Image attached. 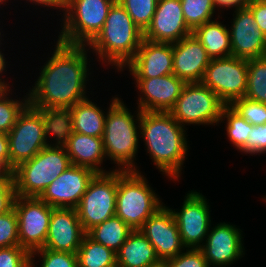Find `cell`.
Masks as SVG:
<instances>
[{
  "label": "cell",
  "mask_w": 266,
  "mask_h": 267,
  "mask_svg": "<svg viewBox=\"0 0 266 267\" xmlns=\"http://www.w3.org/2000/svg\"><path fill=\"white\" fill-rule=\"evenodd\" d=\"M110 102L106 109L102 137L106 158L111 164H116V170L140 172L135 161L138 157L139 142L142 140L139 137L141 110L136 108L137 110L132 113L118 95L112 96Z\"/></svg>",
  "instance_id": "4"
},
{
  "label": "cell",
  "mask_w": 266,
  "mask_h": 267,
  "mask_svg": "<svg viewBox=\"0 0 266 267\" xmlns=\"http://www.w3.org/2000/svg\"><path fill=\"white\" fill-rule=\"evenodd\" d=\"M133 81L139 93L137 108L141 111L169 112L186 84L174 74Z\"/></svg>",
  "instance_id": "18"
},
{
  "label": "cell",
  "mask_w": 266,
  "mask_h": 267,
  "mask_svg": "<svg viewBox=\"0 0 266 267\" xmlns=\"http://www.w3.org/2000/svg\"><path fill=\"white\" fill-rule=\"evenodd\" d=\"M1 31H2V29L0 28V37H1V38H0V47H2V44H3V43H2V41H3V40H2V39H3L2 36H4L3 31H2V32H1ZM2 33H3V35H1Z\"/></svg>",
  "instance_id": "47"
},
{
  "label": "cell",
  "mask_w": 266,
  "mask_h": 267,
  "mask_svg": "<svg viewBox=\"0 0 266 267\" xmlns=\"http://www.w3.org/2000/svg\"><path fill=\"white\" fill-rule=\"evenodd\" d=\"M19 245L18 217L14 208L0 214V248Z\"/></svg>",
  "instance_id": "36"
},
{
  "label": "cell",
  "mask_w": 266,
  "mask_h": 267,
  "mask_svg": "<svg viewBox=\"0 0 266 267\" xmlns=\"http://www.w3.org/2000/svg\"><path fill=\"white\" fill-rule=\"evenodd\" d=\"M166 267H209L201 249L186 248L174 258L163 261Z\"/></svg>",
  "instance_id": "37"
},
{
  "label": "cell",
  "mask_w": 266,
  "mask_h": 267,
  "mask_svg": "<svg viewBox=\"0 0 266 267\" xmlns=\"http://www.w3.org/2000/svg\"><path fill=\"white\" fill-rule=\"evenodd\" d=\"M36 257H40L41 266L39 267H78V258L75 253L40 248L31 252V267H37L35 266Z\"/></svg>",
  "instance_id": "34"
},
{
  "label": "cell",
  "mask_w": 266,
  "mask_h": 267,
  "mask_svg": "<svg viewBox=\"0 0 266 267\" xmlns=\"http://www.w3.org/2000/svg\"><path fill=\"white\" fill-rule=\"evenodd\" d=\"M247 73V60L231 55L211 59L201 82L230 106L245 97Z\"/></svg>",
  "instance_id": "11"
},
{
  "label": "cell",
  "mask_w": 266,
  "mask_h": 267,
  "mask_svg": "<svg viewBox=\"0 0 266 267\" xmlns=\"http://www.w3.org/2000/svg\"><path fill=\"white\" fill-rule=\"evenodd\" d=\"M117 267H153L161 263L155 248L139 230H133L116 253Z\"/></svg>",
  "instance_id": "25"
},
{
  "label": "cell",
  "mask_w": 266,
  "mask_h": 267,
  "mask_svg": "<svg viewBox=\"0 0 266 267\" xmlns=\"http://www.w3.org/2000/svg\"><path fill=\"white\" fill-rule=\"evenodd\" d=\"M117 0H66L57 41L87 46L101 31Z\"/></svg>",
  "instance_id": "8"
},
{
  "label": "cell",
  "mask_w": 266,
  "mask_h": 267,
  "mask_svg": "<svg viewBox=\"0 0 266 267\" xmlns=\"http://www.w3.org/2000/svg\"><path fill=\"white\" fill-rule=\"evenodd\" d=\"M57 123L58 118L52 113L31 104L24 108L7 134L11 174L15 167L34 157L57 137Z\"/></svg>",
  "instance_id": "5"
},
{
  "label": "cell",
  "mask_w": 266,
  "mask_h": 267,
  "mask_svg": "<svg viewBox=\"0 0 266 267\" xmlns=\"http://www.w3.org/2000/svg\"><path fill=\"white\" fill-rule=\"evenodd\" d=\"M12 90L11 88L0 89V133L8 134L20 113L29 104L28 92L21 99L18 95L13 99V96H10L13 95L12 92L14 93Z\"/></svg>",
  "instance_id": "31"
},
{
  "label": "cell",
  "mask_w": 266,
  "mask_h": 267,
  "mask_svg": "<svg viewBox=\"0 0 266 267\" xmlns=\"http://www.w3.org/2000/svg\"><path fill=\"white\" fill-rule=\"evenodd\" d=\"M155 248L161 262L174 258L184 249L170 206L164 204L139 229Z\"/></svg>",
  "instance_id": "16"
},
{
  "label": "cell",
  "mask_w": 266,
  "mask_h": 267,
  "mask_svg": "<svg viewBox=\"0 0 266 267\" xmlns=\"http://www.w3.org/2000/svg\"><path fill=\"white\" fill-rule=\"evenodd\" d=\"M89 97L67 110L57 123V130H71L81 134L103 137L105 112Z\"/></svg>",
  "instance_id": "24"
},
{
  "label": "cell",
  "mask_w": 266,
  "mask_h": 267,
  "mask_svg": "<svg viewBox=\"0 0 266 267\" xmlns=\"http://www.w3.org/2000/svg\"><path fill=\"white\" fill-rule=\"evenodd\" d=\"M16 189L13 175L10 174L5 180L0 181V214L9 212L14 205Z\"/></svg>",
  "instance_id": "40"
},
{
  "label": "cell",
  "mask_w": 266,
  "mask_h": 267,
  "mask_svg": "<svg viewBox=\"0 0 266 267\" xmlns=\"http://www.w3.org/2000/svg\"><path fill=\"white\" fill-rule=\"evenodd\" d=\"M173 74L185 83L201 82L211 58L193 34L172 43Z\"/></svg>",
  "instance_id": "23"
},
{
  "label": "cell",
  "mask_w": 266,
  "mask_h": 267,
  "mask_svg": "<svg viewBox=\"0 0 266 267\" xmlns=\"http://www.w3.org/2000/svg\"><path fill=\"white\" fill-rule=\"evenodd\" d=\"M144 39V32L133 22L125 8L116 1L109 10L104 26L87 45L96 54L102 66H113L115 72H123L133 59ZM92 49V50H91ZM107 63V64H106Z\"/></svg>",
  "instance_id": "3"
},
{
  "label": "cell",
  "mask_w": 266,
  "mask_h": 267,
  "mask_svg": "<svg viewBox=\"0 0 266 267\" xmlns=\"http://www.w3.org/2000/svg\"><path fill=\"white\" fill-rule=\"evenodd\" d=\"M230 107L253 126L266 123V104L247 98L235 100Z\"/></svg>",
  "instance_id": "35"
},
{
  "label": "cell",
  "mask_w": 266,
  "mask_h": 267,
  "mask_svg": "<svg viewBox=\"0 0 266 267\" xmlns=\"http://www.w3.org/2000/svg\"><path fill=\"white\" fill-rule=\"evenodd\" d=\"M183 17L187 26L193 31L196 27L216 18L214 0H180Z\"/></svg>",
  "instance_id": "32"
},
{
  "label": "cell",
  "mask_w": 266,
  "mask_h": 267,
  "mask_svg": "<svg viewBox=\"0 0 266 267\" xmlns=\"http://www.w3.org/2000/svg\"><path fill=\"white\" fill-rule=\"evenodd\" d=\"M13 208L18 217L19 245L30 253L43 248L53 207L37 197L16 195Z\"/></svg>",
  "instance_id": "13"
},
{
  "label": "cell",
  "mask_w": 266,
  "mask_h": 267,
  "mask_svg": "<svg viewBox=\"0 0 266 267\" xmlns=\"http://www.w3.org/2000/svg\"><path fill=\"white\" fill-rule=\"evenodd\" d=\"M57 139L63 144L71 165L87 167L96 173H107L102 164L107 161L102 137H94L71 130H57Z\"/></svg>",
  "instance_id": "21"
},
{
  "label": "cell",
  "mask_w": 266,
  "mask_h": 267,
  "mask_svg": "<svg viewBox=\"0 0 266 267\" xmlns=\"http://www.w3.org/2000/svg\"><path fill=\"white\" fill-rule=\"evenodd\" d=\"M133 79H149L173 74L172 43L143 39L133 59L124 67Z\"/></svg>",
  "instance_id": "20"
},
{
  "label": "cell",
  "mask_w": 266,
  "mask_h": 267,
  "mask_svg": "<svg viewBox=\"0 0 266 267\" xmlns=\"http://www.w3.org/2000/svg\"><path fill=\"white\" fill-rule=\"evenodd\" d=\"M31 253L20 245L0 248V267H30Z\"/></svg>",
  "instance_id": "38"
},
{
  "label": "cell",
  "mask_w": 266,
  "mask_h": 267,
  "mask_svg": "<svg viewBox=\"0 0 266 267\" xmlns=\"http://www.w3.org/2000/svg\"><path fill=\"white\" fill-rule=\"evenodd\" d=\"M2 50L3 49L0 48V89H8V88L12 87L10 85L11 82H8V80L5 81L6 78H5L4 75L7 74L6 73L7 72V68H8V65H10V64H7L8 63V61H6L7 58H5L4 52Z\"/></svg>",
  "instance_id": "45"
},
{
  "label": "cell",
  "mask_w": 266,
  "mask_h": 267,
  "mask_svg": "<svg viewBox=\"0 0 266 267\" xmlns=\"http://www.w3.org/2000/svg\"><path fill=\"white\" fill-rule=\"evenodd\" d=\"M77 258L78 267H117L116 253L87 234L77 251Z\"/></svg>",
  "instance_id": "28"
},
{
  "label": "cell",
  "mask_w": 266,
  "mask_h": 267,
  "mask_svg": "<svg viewBox=\"0 0 266 267\" xmlns=\"http://www.w3.org/2000/svg\"><path fill=\"white\" fill-rule=\"evenodd\" d=\"M133 229L116 215L94 226L86 234L117 253Z\"/></svg>",
  "instance_id": "27"
},
{
  "label": "cell",
  "mask_w": 266,
  "mask_h": 267,
  "mask_svg": "<svg viewBox=\"0 0 266 267\" xmlns=\"http://www.w3.org/2000/svg\"><path fill=\"white\" fill-rule=\"evenodd\" d=\"M11 173L0 163V181L5 180Z\"/></svg>",
  "instance_id": "46"
},
{
  "label": "cell",
  "mask_w": 266,
  "mask_h": 267,
  "mask_svg": "<svg viewBox=\"0 0 266 267\" xmlns=\"http://www.w3.org/2000/svg\"><path fill=\"white\" fill-rule=\"evenodd\" d=\"M223 122L225 123V134L229 143L233 144L237 151L242 152V154H246V140L249 132L253 128V125L242 118L230 106H225L223 108L222 115L217 126H221V123Z\"/></svg>",
  "instance_id": "29"
},
{
  "label": "cell",
  "mask_w": 266,
  "mask_h": 267,
  "mask_svg": "<svg viewBox=\"0 0 266 267\" xmlns=\"http://www.w3.org/2000/svg\"><path fill=\"white\" fill-rule=\"evenodd\" d=\"M266 153V123L253 126L246 140V155Z\"/></svg>",
  "instance_id": "39"
},
{
  "label": "cell",
  "mask_w": 266,
  "mask_h": 267,
  "mask_svg": "<svg viewBox=\"0 0 266 267\" xmlns=\"http://www.w3.org/2000/svg\"><path fill=\"white\" fill-rule=\"evenodd\" d=\"M118 170L97 173L91 180L81 201L75 208L83 230L87 233L94 226L116 214Z\"/></svg>",
  "instance_id": "10"
},
{
  "label": "cell",
  "mask_w": 266,
  "mask_h": 267,
  "mask_svg": "<svg viewBox=\"0 0 266 267\" xmlns=\"http://www.w3.org/2000/svg\"><path fill=\"white\" fill-rule=\"evenodd\" d=\"M30 2V4H34L33 6H40L47 7V10H58L59 12L64 13L65 10V5H66V0H26V3ZM49 8V9H48Z\"/></svg>",
  "instance_id": "43"
},
{
  "label": "cell",
  "mask_w": 266,
  "mask_h": 267,
  "mask_svg": "<svg viewBox=\"0 0 266 267\" xmlns=\"http://www.w3.org/2000/svg\"><path fill=\"white\" fill-rule=\"evenodd\" d=\"M85 235L75 208H53L43 248L77 254Z\"/></svg>",
  "instance_id": "22"
},
{
  "label": "cell",
  "mask_w": 266,
  "mask_h": 267,
  "mask_svg": "<svg viewBox=\"0 0 266 267\" xmlns=\"http://www.w3.org/2000/svg\"><path fill=\"white\" fill-rule=\"evenodd\" d=\"M70 165L66 149L56 137L34 157L14 168L16 195L39 198Z\"/></svg>",
  "instance_id": "6"
},
{
  "label": "cell",
  "mask_w": 266,
  "mask_h": 267,
  "mask_svg": "<svg viewBox=\"0 0 266 267\" xmlns=\"http://www.w3.org/2000/svg\"><path fill=\"white\" fill-rule=\"evenodd\" d=\"M96 174L90 168L70 165L39 198L53 208H76Z\"/></svg>",
  "instance_id": "15"
},
{
  "label": "cell",
  "mask_w": 266,
  "mask_h": 267,
  "mask_svg": "<svg viewBox=\"0 0 266 267\" xmlns=\"http://www.w3.org/2000/svg\"><path fill=\"white\" fill-rule=\"evenodd\" d=\"M186 130L170 112L141 111L140 138L146 154H149L155 168L173 182L181 179L189 154Z\"/></svg>",
  "instance_id": "2"
},
{
  "label": "cell",
  "mask_w": 266,
  "mask_h": 267,
  "mask_svg": "<svg viewBox=\"0 0 266 267\" xmlns=\"http://www.w3.org/2000/svg\"><path fill=\"white\" fill-rule=\"evenodd\" d=\"M249 0H214L215 6L217 8V11L220 10V13L224 11L225 9L229 10V8L232 10L245 7L247 5ZM224 8V9H223Z\"/></svg>",
  "instance_id": "44"
},
{
  "label": "cell",
  "mask_w": 266,
  "mask_h": 267,
  "mask_svg": "<svg viewBox=\"0 0 266 267\" xmlns=\"http://www.w3.org/2000/svg\"><path fill=\"white\" fill-rule=\"evenodd\" d=\"M245 98L266 104V56L247 60Z\"/></svg>",
  "instance_id": "30"
},
{
  "label": "cell",
  "mask_w": 266,
  "mask_h": 267,
  "mask_svg": "<svg viewBox=\"0 0 266 267\" xmlns=\"http://www.w3.org/2000/svg\"><path fill=\"white\" fill-rule=\"evenodd\" d=\"M216 19L196 27L192 34L201 43L211 59L223 58L232 55L229 25ZM219 19V20H217Z\"/></svg>",
  "instance_id": "26"
},
{
  "label": "cell",
  "mask_w": 266,
  "mask_h": 267,
  "mask_svg": "<svg viewBox=\"0 0 266 267\" xmlns=\"http://www.w3.org/2000/svg\"><path fill=\"white\" fill-rule=\"evenodd\" d=\"M153 267H166V265L163 262H161L160 264L153 266Z\"/></svg>",
  "instance_id": "49"
},
{
  "label": "cell",
  "mask_w": 266,
  "mask_h": 267,
  "mask_svg": "<svg viewBox=\"0 0 266 267\" xmlns=\"http://www.w3.org/2000/svg\"><path fill=\"white\" fill-rule=\"evenodd\" d=\"M143 174L135 170H118L115 215L133 230L140 229L165 204Z\"/></svg>",
  "instance_id": "7"
},
{
  "label": "cell",
  "mask_w": 266,
  "mask_h": 267,
  "mask_svg": "<svg viewBox=\"0 0 266 267\" xmlns=\"http://www.w3.org/2000/svg\"><path fill=\"white\" fill-rule=\"evenodd\" d=\"M226 105L202 82L186 83L174 107L169 111L183 127L218 124Z\"/></svg>",
  "instance_id": "9"
},
{
  "label": "cell",
  "mask_w": 266,
  "mask_h": 267,
  "mask_svg": "<svg viewBox=\"0 0 266 267\" xmlns=\"http://www.w3.org/2000/svg\"><path fill=\"white\" fill-rule=\"evenodd\" d=\"M233 11L228 27L232 56L246 60L266 56V36L259 30L251 10L245 6Z\"/></svg>",
  "instance_id": "17"
},
{
  "label": "cell",
  "mask_w": 266,
  "mask_h": 267,
  "mask_svg": "<svg viewBox=\"0 0 266 267\" xmlns=\"http://www.w3.org/2000/svg\"><path fill=\"white\" fill-rule=\"evenodd\" d=\"M8 2H9V0H0V6L3 5V4H4V5H5V4L7 5ZM0 8H1V7H0Z\"/></svg>",
  "instance_id": "48"
},
{
  "label": "cell",
  "mask_w": 266,
  "mask_h": 267,
  "mask_svg": "<svg viewBox=\"0 0 266 267\" xmlns=\"http://www.w3.org/2000/svg\"><path fill=\"white\" fill-rule=\"evenodd\" d=\"M143 32L151 24L158 0H117Z\"/></svg>",
  "instance_id": "33"
},
{
  "label": "cell",
  "mask_w": 266,
  "mask_h": 267,
  "mask_svg": "<svg viewBox=\"0 0 266 267\" xmlns=\"http://www.w3.org/2000/svg\"><path fill=\"white\" fill-rule=\"evenodd\" d=\"M238 227L225 221L211 224L200 248L209 267H228L245 255L243 233Z\"/></svg>",
  "instance_id": "14"
},
{
  "label": "cell",
  "mask_w": 266,
  "mask_h": 267,
  "mask_svg": "<svg viewBox=\"0 0 266 267\" xmlns=\"http://www.w3.org/2000/svg\"><path fill=\"white\" fill-rule=\"evenodd\" d=\"M246 6L251 10L259 30L266 36V0H249Z\"/></svg>",
  "instance_id": "41"
},
{
  "label": "cell",
  "mask_w": 266,
  "mask_h": 267,
  "mask_svg": "<svg viewBox=\"0 0 266 267\" xmlns=\"http://www.w3.org/2000/svg\"><path fill=\"white\" fill-rule=\"evenodd\" d=\"M0 163L10 172L9 139L6 133H0Z\"/></svg>",
  "instance_id": "42"
},
{
  "label": "cell",
  "mask_w": 266,
  "mask_h": 267,
  "mask_svg": "<svg viewBox=\"0 0 266 267\" xmlns=\"http://www.w3.org/2000/svg\"><path fill=\"white\" fill-rule=\"evenodd\" d=\"M54 44L51 57L39 69L28 96L33 107L52 113L59 119L73 105L89 97L87 84L91 80L92 66L87 46L67 45L59 41Z\"/></svg>",
  "instance_id": "1"
},
{
  "label": "cell",
  "mask_w": 266,
  "mask_h": 267,
  "mask_svg": "<svg viewBox=\"0 0 266 267\" xmlns=\"http://www.w3.org/2000/svg\"><path fill=\"white\" fill-rule=\"evenodd\" d=\"M185 195L181 208L170 210L177 223L183 246L200 249L212 223L210 205L200 191L191 190Z\"/></svg>",
  "instance_id": "12"
},
{
  "label": "cell",
  "mask_w": 266,
  "mask_h": 267,
  "mask_svg": "<svg viewBox=\"0 0 266 267\" xmlns=\"http://www.w3.org/2000/svg\"><path fill=\"white\" fill-rule=\"evenodd\" d=\"M192 34L187 26L180 0H158L151 24L144 39L152 42L175 43Z\"/></svg>",
  "instance_id": "19"
}]
</instances>
